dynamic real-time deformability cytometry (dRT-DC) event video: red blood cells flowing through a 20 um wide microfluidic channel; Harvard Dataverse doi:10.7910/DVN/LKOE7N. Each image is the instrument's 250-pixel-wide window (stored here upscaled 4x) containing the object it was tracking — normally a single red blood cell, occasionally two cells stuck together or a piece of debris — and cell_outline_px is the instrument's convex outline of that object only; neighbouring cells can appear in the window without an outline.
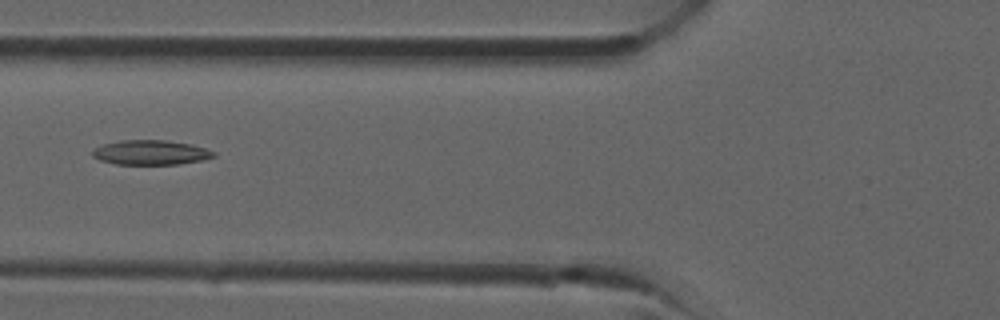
{"species": "common noctule bat (a hibernating species)", "species_latin": "Nyctalus noctula", "temperature_condition": "room temperature", "stored_images_in_passage": 32, "camera_frame_rate_fps": 3000, "um_per_image_px": 0.085, "animal": {"sex": "male", "forearm_length_mm": 52.5}, "frame": {"image": 1, "passage_image": 10, "time_ms": 3.0, "image_size_px": [1000, 320], "cell_outline_px": [[216, 156], [200, 160], [180, 164], [116, 164], [100, 160], [92, 156], [92, 152], [96, 148], [104, 144], [120, 140], [164, 140], [192, 144], [216, 152]], "centroid_in_image_um": [12.82, 12.96], "position_along_channel_um": 113.0, "area_um2": 17.28}}
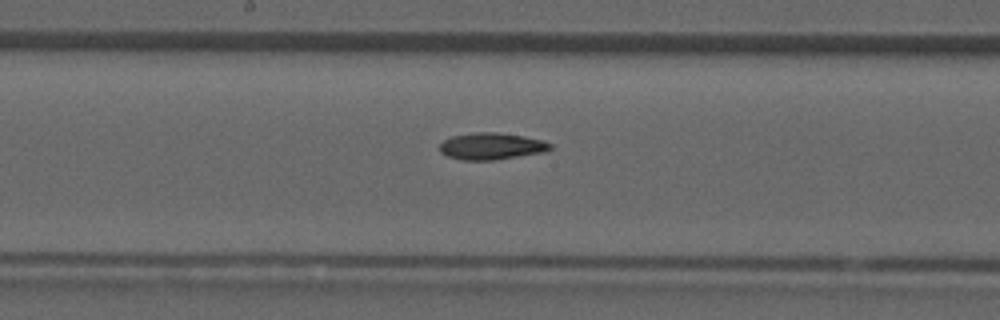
{"frame": {"image": 2, "passage_image": 15, "time_ms": 4.667, "image_size_px": [1000, 320], "cell_outline_px": [[552, 148], [548, 152], [492, 160], [460, 160], [448, 156], [440, 152], [440, 144], [444, 140], [452, 136], [476, 132], [496, 132], [524, 136], [544, 140], [552, 144]], "centroid_in_image_um": [41.82, 12.43], "position_along_channel_um": 206.4, "area_um2": 17.4}}
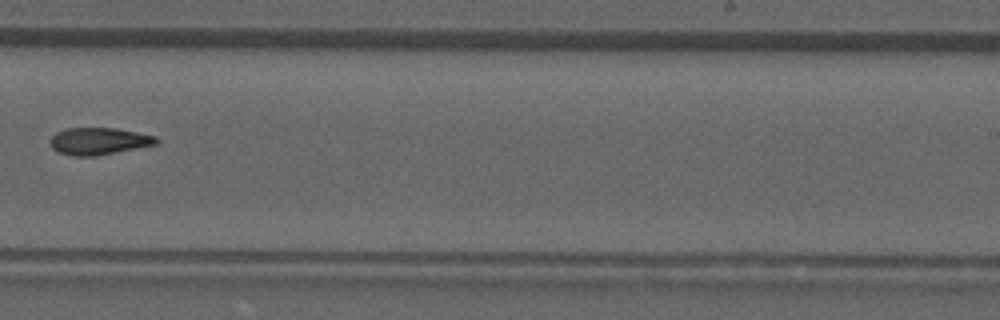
{"frame": {"image": 3, "passage_image": 19, "time_ms": 6.0, "image_size_px": [1000, 320], "cell_outline_px": [[160, 140], [156, 144], [96, 156], [72, 156], [56, 152], [52, 148], [52, 136], [56, 132], [64, 128], [116, 128], [156, 136]], "centroid_in_image_um": [8.39, 12.0], "position_along_channel_um": 280.6, "area_um2": 16.7}}